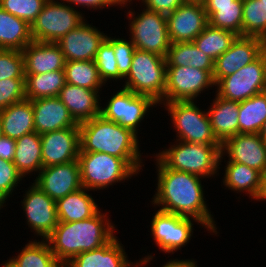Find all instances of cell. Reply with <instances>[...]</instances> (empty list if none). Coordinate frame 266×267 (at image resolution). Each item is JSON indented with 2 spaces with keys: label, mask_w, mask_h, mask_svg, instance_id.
Segmentation results:
<instances>
[{
  "label": "cell",
  "mask_w": 266,
  "mask_h": 267,
  "mask_svg": "<svg viewBox=\"0 0 266 267\" xmlns=\"http://www.w3.org/2000/svg\"><path fill=\"white\" fill-rule=\"evenodd\" d=\"M260 200H266V171L263 174V187Z\"/></svg>",
  "instance_id": "cell-49"
},
{
  "label": "cell",
  "mask_w": 266,
  "mask_h": 267,
  "mask_svg": "<svg viewBox=\"0 0 266 267\" xmlns=\"http://www.w3.org/2000/svg\"><path fill=\"white\" fill-rule=\"evenodd\" d=\"M127 14L132 19L129 31L135 48L166 58L171 46L166 15L145 8L140 15L135 16V12L130 10Z\"/></svg>",
  "instance_id": "cell-9"
},
{
  "label": "cell",
  "mask_w": 266,
  "mask_h": 267,
  "mask_svg": "<svg viewBox=\"0 0 266 267\" xmlns=\"http://www.w3.org/2000/svg\"><path fill=\"white\" fill-rule=\"evenodd\" d=\"M258 134L266 142V122L262 125Z\"/></svg>",
  "instance_id": "cell-50"
},
{
  "label": "cell",
  "mask_w": 266,
  "mask_h": 267,
  "mask_svg": "<svg viewBox=\"0 0 266 267\" xmlns=\"http://www.w3.org/2000/svg\"><path fill=\"white\" fill-rule=\"evenodd\" d=\"M166 106L176 129V140L189 143L221 145L214 136L208 112L201 111L194 101H173Z\"/></svg>",
  "instance_id": "cell-7"
},
{
  "label": "cell",
  "mask_w": 266,
  "mask_h": 267,
  "mask_svg": "<svg viewBox=\"0 0 266 267\" xmlns=\"http://www.w3.org/2000/svg\"><path fill=\"white\" fill-rule=\"evenodd\" d=\"M242 36L266 42V6L260 0H243Z\"/></svg>",
  "instance_id": "cell-38"
},
{
  "label": "cell",
  "mask_w": 266,
  "mask_h": 267,
  "mask_svg": "<svg viewBox=\"0 0 266 267\" xmlns=\"http://www.w3.org/2000/svg\"><path fill=\"white\" fill-rule=\"evenodd\" d=\"M147 10L168 15L181 6L185 0H141Z\"/></svg>",
  "instance_id": "cell-45"
},
{
  "label": "cell",
  "mask_w": 266,
  "mask_h": 267,
  "mask_svg": "<svg viewBox=\"0 0 266 267\" xmlns=\"http://www.w3.org/2000/svg\"><path fill=\"white\" fill-rule=\"evenodd\" d=\"M92 26L84 21L56 42L66 62L95 59L99 46L107 35Z\"/></svg>",
  "instance_id": "cell-19"
},
{
  "label": "cell",
  "mask_w": 266,
  "mask_h": 267,
  "mask_svg": "<svg viewBox=\"0 0 266 267\" xmlns=\"http://www.w3.org/2000/svg\"><path fill=\"white\" fill-rule=\"evenodd\" d=\"M80 151L103 152L124 159L137 173L142 169L137 134L102 115L79 124Z\"/></svg>",
  "instance_id": "cell-3"
},
{
  "label": "cell",
  "mask_w": 266,
  "mask_h": 267,
  "mask_svg": "<svg viewBox=\"0 0 266 267\" xmlns=\"http://www.w3.org/2000/svg\"><path fill=\"white\" fill-rule=\"evenodd\" d=\"M162 267H197L194 260H170L166 264H164Z\"/></svg>",
  "instance_id": "cell-48"
},
{
  "label": "cell",
  "mask_w": 266,
  "mask_h": 267,
  "mask_svg": "<svg viewBox=\"0 0 266 267\" xmlns=\"http://www.w3.org/2000/svg\"><path fill=\"white\" fill-rule=\"evenodd\" d=\"M16 149V140L7 136L0 138V158L9 162H13Z\"/></svg>",
  "instance_id": "cell-46"
},
{
  "label": "cell",
  "mask_w": 266,
  "mask_h": 267,
  "mask_svg": "<svg viewBox=\"0 0 266 267\" xmlns=\"http://www.w3.org/2000/svg\"><path fill=\"white\" fill-rule=\"evenodd\" d=\"M3 129H2V123H1V119H0V138L3 136Z\"/></svg>",
  "instance_id": "cell-53"
},
{
  "label": "cell",
  "mask_w": 266,
  "mask_h": 267,
  "mask_svg": "<svg viewBox=\"0 0 266 267\" xmlns=\"http://www.w3.org/2000/svg\"><path fill=\"white\" fill-rule=\"evenodd\" d=\"M5 264H2L3 267H10L9 264L7 262H4Z\"/></svg>",
  "instance_id": "cell-55"
},
{
  "label": "cell",
  "mask_w": 266,
  "mask_h": 267,
  "mask_svg": "<svg viewBox=\"0 0 266 267\" xmlns=\"http://www.w3.org/2000/svg\"><path fill=\"white\" fill-rule=\"evenodd\" d=\"M48 0H0L6 12L26 21L30 26Z\"/></svg>",
  "instance_id": "cell-40"
},
{
  "label": "cell",
  "mask_w": 266,
  "mask_h": 267,
  "mask_svg": "<svg viewBox=\"0 0 266 267\" xmlns=\"http://www.w3.org/2000/svg\"><path fill=\"white\" fill-rule=\"evenodd\" d=\"M266 49V42L258 37L237 36L230 48L214 61L215 85L254 61Z\"/></svg>",
  "instance_id": "cell-15"
},
{
  "label": "cell",
  "mask_w": 266,
  "mask_h": 267,
  "mask_svg": "<svg viewBox=\"0 0 266 267\" xmlns=\"http://www.w3.org/2000/svg\"><path fill=\"white\" fill-rule=\"evenodd\" d=\"M239 133H259L266 122V91L239 102Z\"/></svg>",
  "instance_id": "cell-35"
},
{
  "label": "cell",
  "mask_w": 266,
  "mask_h": 267,
  "mask_svg": "<svg viewBox=\"0 0 266 267\" xmlns=\"http://www.w3.org/2000/svg\"><path fill=\"white\" fill-rule=\"evenodd\" d=\"M24 99H26L25 79H5L0 81V111Z\"/></svg>",
  "instance_id": "cell-42"
},
{
  "label": "cell",
  "mask_w": 266,
  "mask_h": 267,
  "mask_svg": "<svg viewBox=\"0 0 266 267\" xmlns=\"http://www.w3.org/2000/svg\"><path fill=\"white\" fill-rule=\"evenodd\" d=\"M106 216L99 210L85 220L58 222L54 231L45 239L56 259L64 266L76 255L109 243L115 237V230Z\"/></svg>",
  "instance_id": "cell-2"
},
{
  "label": "cell",
  "mask_w": 266,
  "mask_h": 267,
  "mask_svg": "<svg viewBox=\"0 0 266 267\" xmlns=\"http://www.w3.org/2000/svg\"><path fill=\"white\" fill-rule=\"evenodd\" d=\"M29 188L22 201L26 221L37 236L45 240L58 225L56 201L34 183Z\"/></svg>",
  "instance_id": "cell-14"
},
{
  "label": "cell",
  "mask_w": 266,
  "mask_h": 267,
  "mask_svg": "<svg viewBox=\"0 0 266 267\" xmlns=\"http://www.w3.org/2000/svg\"><path fill=\"white\" fill-rule=\"evenodd\" d=\"M64 70L66 83L91 90H100L104 85L94 60L68 61Z\"/></svg>",
  "instance_id": "cell-37"
},
{
  "label": "cell",
  "mask_w": 266,
  "mask_h": 267,
  "mask_svg": "<svg viewBox=\"0 0 266 267\" xmlns=\"http://www.w3.org/2000/svg\"><path fill=\"white\" fill-rule=\"evenodd\" d=\"M228 154L229 161L266 171V142L257 133H238L221 145V155Z\"/></svg>",
  "instance_id": "cell-20"
},
{
  "label": "cell",
  "mask_w": 266,
  "mask_h": 267,
  "mask_svg": "<svg viewBox=\"0 0 266 267\" xmlns=\"http://www.w3.org/2000/svg\"><path fill=\"white\" fill-rule=\"evenodd\" d=\"M77 160L82 186L90 191L103 190L114 183L137 175V172L124 159L107 153L79 152Z\"/></svg>",
  "instance_id": "cell-6"
},
{
  "label": "cell",
  "mask_w": 266,
  "mask_h": 267,
  "mask_svg": "<svg viewBox=\"0 0 266 267\" xmlns=\"http://www.w3.org/2000/svg\"><path fill=\"white\" fill-rule=\"evenodd\" d=\"M223 183L233 191L247 192L251 198H261L263 174L247 165L237 162H227Z\"/></svg>",
  "instance_id": "cell-29"
},
{
  "label": "cell",
  "mask_w": 266,
  "mask_h": 267,
  "mask_svg": "<svg viewBox=\"0 0 266 267\" xmlns=\"http://www.w3.org/2000/svg\"><path fill=\"white\" fill-rule=\"evenodd\" d=\"M5 79H25L21 51L0 49V81Z\"/></svg>",
  "instance_id": "cell-41"
},
{
  "label": "cell",
  "mask_w": 266,
  "mask_h": 267,
  "mask_svg": "<svg viewBox=\"0 0 266 267\" xmlns=\"http://www.w3.org/2000/svg\"><path fill=\"white\" fill-rule=\"evenodd\" d=\"M10 267H63L46 240L29 241L22 251L6 261Z\"/></svg>",
  "instance_id": "cell-34"
},
{
  "label": "cell",
  "mask_w": 266,
  "mask_h": 267,
  "mask_svg": "<svg viewBox=\"0 0 266 267\" xmlns=\"http://www.w3.org/2000/svg\"><path fill=\"white\" fill-rule=\"evenodd\" d=\"M156 104L158 103L147 95H139L122 88L113 94L106 107L101 106V115L138 134L139 122L144 119L149 108Z\"/></svg>",
  "instance_id": "cell-12"
},
{
  "label": "cell",
  "mask_w": 266,
  "mask_h": 267,
  "mask_svg": "<svg viewBox=\"0 0 266 267\" xmlns=\"http://www.w3.org/2000/svg\"><path fill=\"white\" fill-rule=\"evenodd\" d=\"M31 102L34 113V128L38 134L42 135L68 127H79L58 96L34 99Z\"/></svg>",
  "instance_id": "cell-22"
},
{
  "label": "cell",
  "mask_w": 266,
  "mask_h": 267,
  "mask_svg": "<svg viewBox=\"0 0 266 267\" xmlns=\"http://www.w3.org/2000/svg\"><path fill=\"white\" fill-rule=\"evenodd\" d=\"M166 19L171 43L193 42L208 25L203 3L198 2H184Z\"/></svg>",
  "instance_id": "cell-16"
},
{
  "label": "cell",
  "mask_w": 266,
  "mask_h": 267,
  "mask_svg": "<svg viewBox=\"0 0 266 267\" xmlns=\"http://www.w3.org/2000/svg\"><path fill=\"white\" fill-rule=\"evenodd\" d=\"M217 95L241 102L266 91V49L251 63L222 78L216 85Z\"/></svg>",
  "instance_id": "cell-10"
},
{
  "label": "cell",
  "mask_w": 266,
  "mask_h": 267,
  "mask_svg": "<svg viewBox=\"0 0 266 267\" xmlns=\"http://www.w3.org/2000/svg\"><path fill=\"white\" fill-rule=\"evenodd\" d=\"M5 202L0 198V210H1V208L3 207V204H4Z\"/></svg>",
  "instance_id": "cell-54"
},
{
  "label": "cell",
  "mask_w": 266,
  "mask_h": 267,
  "mask_svg": "<svg viewBox=\"0 0 266 267\" xmlns=\"http://www.w3.org/2000/svg\"><path fill=\"white\" fill-rule=\"evenodd\" d=\"M205 0H185V2H198L203 3Z\"/></svg>",
  "instance_id": "cell-52"
},
{
  "label": "cell",
  "mask_w": 266,
  "mask_h": 267,
  "mask_svg": "<svg viewBox=\"0 0 266 267\" xmlns=\"http://www.w3.org/2000/svg\"><path fill=\"white\" fill-rule=\"evenodd\" d=\"M212 74L213 71H204L190 66H167L163 103L194 101L199 93L215 86Z\"/></svg>",
  "instance_id": "cell-11"
},
{
  "label": "cell",
  "mask_w": 266,
  "mask_h": 267,
  "mask_svg": "<svg viewBox=\"0 0 266 267\" xmlns=\"http://www.w3.org/2000/svg\"><path fill=\"white\" fill-rule=\"evenodd\" d=\"M156 154L167 168L192 173L203 178L213 177L218 172L221 159V145H207L182 142Z\"/></svg>",
  "instance_id": "cell-4"
},
{
  "label": "cell",
  "mask_w": 266,
  "mask_h": 267,
  "mask_svg": "<svg viewBox=\"0 0 266 267\" xmlns=\"http://www.w3.org/2000/svg\"><path fill=\"white\" fill-rule=\"evenodd\" d=\"M166 58L158 54L135 49L123 88L151 97L163 103L166 86Z\"/></svg>",
  "instance_id": "cell-5"
},
{
  "label": "cell",
  "mask_w": 266,
  "mask_h": 267,
  "mask_svg": "<svg viewBox=\"0 0 266 267\" xmlns=\"http://www.w3.org/2000/svg\"><path fill=\"white\" fill-rule=\"evenodd\" d=\"M32 41L31 26L0 7V49L22 51Z\"/></svg>",
  "instance_id": "cell-30"
},
{
  "label": "cell",
  "mask_w": 266,
  "mask_h": 267,
  "mask_svg": "<svg viewBox=\"0 0 266 267\" xmlns=\"http://www.w3.org/2000/svg\"><path fill=\"white\" fill-rule=\"evenodd\" d=\"M262 4L266 6V0H260Z\"/></svg>",
  "instance_id": "cell-56"
},
{
  "label": "cell",
  "mask_w": 266,
  "mask_h": 267,
  "mask_svg": "<svg viewBox=\"0 0 266 267\" xmlns=\"http://www.w3.org/2000/svg\"><path fill=\"white\" fill-rule=\"evenodd\" d=\"M34 184L55 201L77 191L83 187L78 160L43 167Z\"/></svg>",
  "instance_id": "cell-17"
},
{
  "label": "cell",
  "mask_w": 266,
  "mask_h": 267,
  "mask_svg": "<svg viewBox=\"0 0 266 267\" xmlns=\"http://www.w3.org/2000/svg\"><path fill=\"white\" fill-rule=\"evenodd\" d=\"M74 6L48 0L36 20L31 24V37L34 41L56 43L72 29L85 21L82 13Z\"/></svg>",
  "instance_id": "cell-8"
},
{
  "label": "cell",
  "mask_w": 266,
  "mask_h": 267,
  "mask_svg": "<svg viewBox=\"0 0 266 267\" xmlns=\"http://www.w3.org/2000/svg\"><path fill=\"white\" fill-rule=\"evenodd\" d=\"M167 66H184L204 71L214 70V61L200 51L193 42L171 43L166 56Z\"/></svg>",
  "instance_id": "cell-32"
},
{
  "label": "cell",
  "mask_w": 266,
  "mask_h": 267,
  "mask_svg": "<svg viewBox=\"0 0 266 267\" xmlns=\"http://www.w3.org/2000/svg\"><path fill=\"white\" fill-rule=\"evenodd\" d=\"M238 35L234 32L207 25L193 40L195 46L215 61L225 53Z\"/></svg>",
  "instance_id": "cell-36"
},
{
  "label": "cell",
  "mask_w": 266,
  "mask_h": 267,
  "mask_svg": "<svg viewBox=\"0 0 266 267\" xmlns=\"http://www.w3.org/2000/svg\"><path fill=\"white\" fill-rule=\"evenodd\" d=\"M192 219L158 209L151 221V232L159 249L174 253L189 243L193 235Z\"/></svg>",
  "instance_id": "cell-13"
},
{
  "label": "cell",
  "mask_w": 266,
  "mask_h": 267,
  "mask_svg": "<svg viewBox=\"0 0 266 267\" xmlns=\"http://www.w3.org/2000/svg\"><path fill=\"white\" fill-rule=\"evenodd\" d=\"M13 163L23 177L31 172H40L43 168L40 134L32 132L16 140Z\"/></svg>",
  "instance_id": "cell-31"
},
{
  "label": "cell",
  "mask_w": 266,
  "mask_h": 267,
  "mask_svg": "<svg viewBox=\"0 0 266 267\" xmlns=\"http://www.w3.org/2000/svg\"><path fill=\"white\" fill-rule=\"evenodd\" d=\"M65 84V70L25 75V97L28 100L57 97Z\"/></svg>",
  "instance_id": "cell-33"
},
{
  "label": "cell",
  "mask_w": 266,
  "mask_h": 267,
  "mask_svg": "<svg viewBox=\"0 0 266 267\" xmlns=\"http://www.w3.org/2000/svg\"><path fill=\"white\" fill-rule=\"evenodd\" d=\"M43 167L77 160L80 151L79 127H68L40 135Z\"/></svg>",
  "instance_id": "cell-18"
},
{
  "label": "cell",
  "mask_w": 266,
  "mask_h": 267,
  "mask_svg": "<svg viewBox=\"0 0 266 267\" xmlns=\"http://www.w3.org/2000/svg\"><path fill=\"white\" fill-rule=\"evenodd\" d=\"M150 259H153L152 255L145 256L135 265L130 263L122 244L115 236L98 249L76 255L63 267H140L150 262Z\"/></svg>",
  "instance_id": "cell-21"
},
{
  "label": "cell",
  "mask_w": 266,
  "mask_h": 267,
  "mask_svg": "<svg viewBox=\"0 0 266 267\" xmlns=\"http://www.w3.org/2000/svg\"><path fill=\"white\" fill-rule=\"evenodd\" d=\"M158 186L152 205H160V210L193 218L208 231L217 234L213 215L204 201L201 176L167 168L157 157Z\"/></svg>",
  "instance_id": "cell-1"
},
{
  "label": "cell",
  "mask_w": 266,
  "mask_h": 267,
  "mask_svg": "<svg viewBox=\"0 0 266 267\" xmlns=\"http://www.w3.org/2000/svg\"><path fill=\"white\" fill-rule=\"evenodd\" d=\"M25 75L64 70L65 59L57 43L32 41L22 51Z\"/></svg>",
  "instance_id": "cell-23"
},
{
  "label": "cell",
  "mask_w": 266,
  "mask_h": 267,
  "mask_svg": "<svg viewBox=\"0 0 266 267\" xmlns=\"http://www.w3.org/2000/svg\"><path fill=\"white\" fill-rule=\"evenodd\" d=\"M66 2L67 4H75L76 6L80 5L83 7H87L91 9L93 8L94 10L96 9H102V7H106V6H117L119 5L117 0H61V2Z\"/></svg>",
  "instance_id": "cell-47"
},
{
  "label": "cell",
  "mask_w": 266,
  "mask_h": 267,
  "mask_svg": "<svg viewBox=\"0 0 266 267\" xmlns=\"http://www.w3.org/2000/svg\"><path fill=\"white\" fill-rule=\"evenodd\" d=\"M208 24L242 36L243 0H205Z\"/></svg>",
  "instance_id": "cell-26"
},
{
  "label": "cell",
  "mask_w": 266,
  "mask_h": 267,
  "mask_svg": "<svg viewBox=\"0 0 266 267\" xmlns=\"http://www.w3.org/2000/svg\"><path fill=\"white\" fill-rule=\"evenodd\" d=\"M99 90H91L66 83L60 90L59 99L78 123L101 115Z\"/></svg>",
  "instance_id": "cell-24"
},
{
  "label": "cell",
  "mask_w": 266,
  "mask_h": 267,
  "mask_svg": "<svg viewBox=\"0 0 266 267\" xmlns=\"http://www.w3.org/2000/svg\"><path fill=\"white\" fill-rule=\"evenodd\" d=\"M132 0H118L119 6L124 7L125 5H127L128 2H130Z\"/></svg>",
  "instance_id": "cell-51"
},
{
  "label": "cell",
  "mask_w": 266,
  "mask_h": 267,
  "mask_svg": "<svg viewBox=\"0 0 266 267\" xmlns=\"http://www.w3.org/2000/svg\"><path fill=\"white\" fill-rule=\"evenodd\" d=\"M212 103L207 112L212 132L222 145L239 133V102L223 99L216 94Z\"/></svg>",
  "instance_id": "cell-25"
},
{
  "label": "cell",
  "mask_w": 266,
  "mask_h": 267,
  "mask_svg": "<svg viewBox=\"0 0 266 267\" xmlns=\"http://www.w3.org/2000/svg\"><path fill=\"white\" fill-rule=\"evenodd\" d=\"M4 136L19 139L23 135L35 132L34 113L31 100L14 103L0 111Z\"/></svg>",
  "instance_id": "cell-27"
},
{
  "label": "cell",
  "mask_w": 266,
  "mask_h": 267,
  "mask_svg": "<svg viewBox=\"0 0 266 267\" xmlns=\"http://www.w3.org/2000/svg\"><path fill=\"white\" fill-rule=\"evenodd\" d=\"M112 47L115 52L119 74L125 78L131 67L134 50L136 49L131 40L112 38Z\"/></svg>",
  "instance_id": "cell-44"
},
{
  "label": "cell",
  "mask_w": 266,
  "mask_h": 267,
  "mask_svg": "<svg viewBox=\"0 0 266 267\" xmlns=\"http://www.w3.org/2000/svg\"><path fill=\"white\" fill-rule=\"evenodd\" d=\"M100 78L104 84L110 79L117 81L123 77L119 74L115 52L112 47V38L106 36L105 40L100 44L94 59Z\"/></svg>",
  "instance_id": "cell-39"
},
{
  "label": "cell",
  "mask_w": 266,
  "mask_h": 267,
  "mask_svg": "<svg viewBox=\"0 0 266 267\" xmlns=\"http://www.w3.org/2000/svg\"><path fill=\"white\" fill-rule=\"evenodd\" d=\"M85 191L90 190L82 187L56 201L58 222L85 220L99 211L98 205L92 196Z\"/></svg>",
  "instance_id": "cell-28"
},
{
  "label": "cell",
  "mask_w": 266,
  "mask_h": 267,
  "mask_svg": "<svg viewBox=\"0 0 266 267\" xmlns=\"http://www.w3.org/2000/svg\"><path fill=\"white\" fill-rule=\"evenodd\" d=\"M22 178H24L23 175L17 170L13 162L0 158V198L5 203Z\"/></svg>",
  "instance_id": "cell-43"
}]
</instances>
